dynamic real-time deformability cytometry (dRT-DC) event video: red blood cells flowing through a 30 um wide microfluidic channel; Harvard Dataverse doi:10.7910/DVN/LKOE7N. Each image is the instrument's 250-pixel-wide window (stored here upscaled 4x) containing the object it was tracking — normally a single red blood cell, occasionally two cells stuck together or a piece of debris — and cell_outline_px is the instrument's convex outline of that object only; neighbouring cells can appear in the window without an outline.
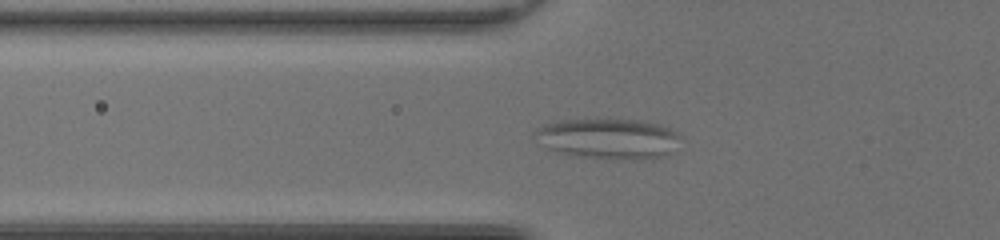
{"species": "common noctule bat (a hibernating species)", "species_latin": "Nyctalus noctula", "temperature_condition": "room temperature", "stored_images_in_passage": 43, "camera_frame_rate_fps": 3000, "um_per_image_px": 0.085, "animal": {"sex": "female", "body_mass_g": 20.0, "forearm_length_mm": 54.0}, "frame": {"image": 1, "passage_image": 10, "time_ms": 3.0, "image_size_px": [1000, 240], "cell_outline_px": [[680, 136], [668, 156], [640, 160], [632, 160], [576, 156], [560, 152], [548, 148], [532, 132], [536, 128], [544, 124], [560, 120], [600, 116], [608, 116], [640, 120], [660, 124], [676, 132]], "centroid_in_image_um": [51.7, 11.73], "position_along_channel_um": 74.1, "area_um2": 35.26}}
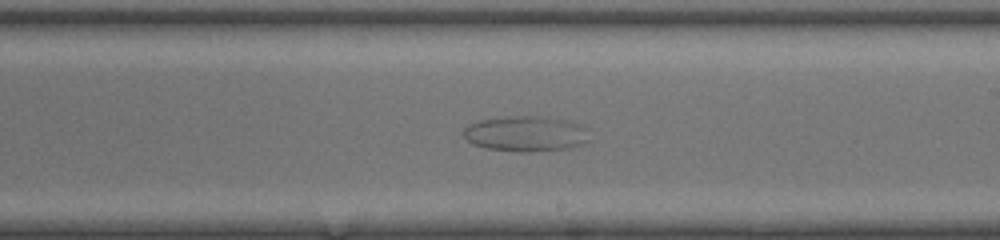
{"frame": {"image": 2, "passage_image": 23, "time_ms": 7.333, "image_size_px": [1000, 240], "cell_outline_px": [[588, 140], [584, 144], [572, 148], [528, 152], [520, 152], [488, 148], [472, 144], [464, 136], [464, 128], [468, 124], [480, 120], [504, 116], [540, 116], [568, 120], [580, 124], [588, 128]], "centroid_in_image_um": [44.73, 11.36], "position_along_channel_um": 244.3, "area_um2": 26.3}}
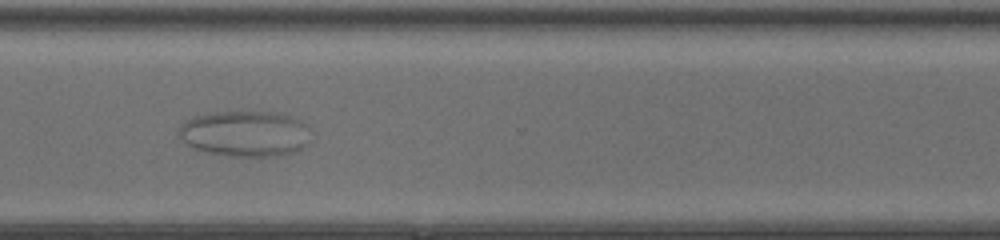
{"frame": {"image": 3, "passage_image": 31, "time_ms": 10.0, "image_size_px": [1000, 240], "cell_outline_px": [[308, 128], [304, 144], [296, 152], [276, 156], [228, 156], [208, 152], [196, 148], [188, 144], [176, 132], [180, 124], [192, 116], [216, 112], [276, 112], [296, 116], [308, 124]], "centroid_in_image_um": [20.82, 11.34], "position_along_channel_um": 349.8, "area_um2": 35.2}}